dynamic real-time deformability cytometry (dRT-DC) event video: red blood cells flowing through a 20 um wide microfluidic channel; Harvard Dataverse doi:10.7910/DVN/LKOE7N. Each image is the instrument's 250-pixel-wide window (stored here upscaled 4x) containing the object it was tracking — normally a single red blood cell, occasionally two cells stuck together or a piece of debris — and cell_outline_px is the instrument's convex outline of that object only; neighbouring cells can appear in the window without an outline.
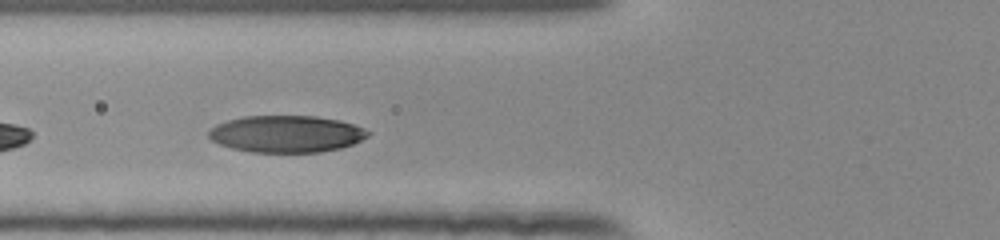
{"species": "human", "species_latin": "Homo sapiens", "temperature_condition": "room temperature", "stored_images_in_passage": 28, "camera_frame_rate_fps": 3000, "um_per_image_px": 0.085, "donor": {"sex": "female"}, "frame": {"image": 1, "passage_image": 4, "time_ms": 1.0, "image_size_px": [1000, 240], "cell_outline_px": [[372, 132], [368, 136], [352, 144], [340, 148], [320, 152], [252, 152], [232, 148], [220, 144], [212, 140], [208, 136], [208, 132], [216, 124], [228, 120], [244, 116], [316, 116], [340, 120], [364, 128]], "centroid_in_image_um": [24.35, 11.38], "position_along_channel_um": 101.5, "area_um2": 34.16}}
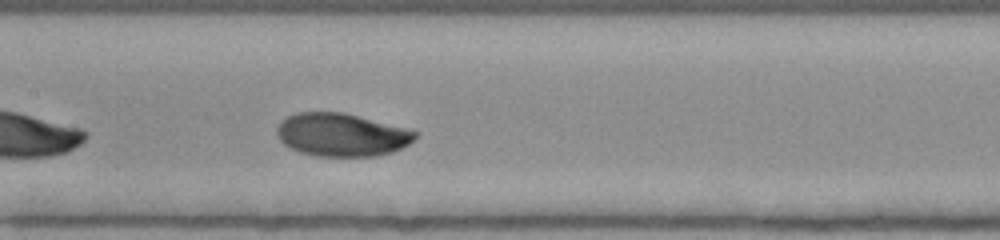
{"frame": {"image": 2, "passage_image": 10, "time_ms": 3.0, "image_size_px": [1000, 240], "cell_outline_px": [[420, 132], [408, 144], [392, 152], [376, 156], [316, 156], [300, 152], [284, 144], [280, 140], [276, 132], [276, 128], [280, 120], [296, 112], [344, 112]], "centroid_in_image_um": [29.0, 11.45], "position_along_channel_um": 178.4, "area_um2": 34.62}}
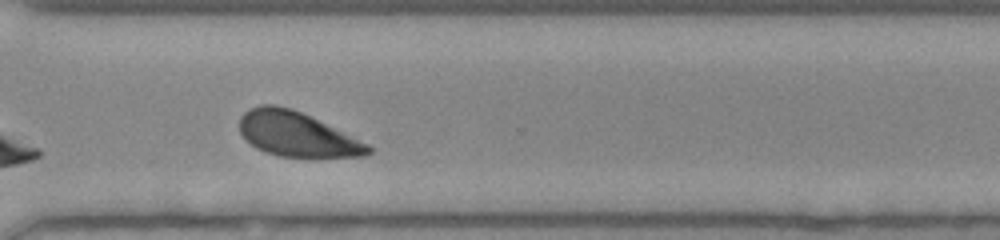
{"frame": {"image": 3, "passage_image": 23, "time_ms": 7.333, "image_size_px": [1000, 240], "cell_outline_px": [[372, 152], [364, 156], [280, 156], [264, 152], [256, 148], [240, 132], [240, 116], [244, 112], [260, 104], [276, 104], [292, 108], [368, 144], [372, 148]], "centroid_in_image_um": [25.19, 11.39], "position_along_channel_um": 345.4, "area_um2": 32.77}, "authors_computed_cell_mechanics": {"area_um2": 34.4199, "velocity_mm_per_s": 3.849, "shape_relaxation_time_tau1_ms": 3.5832, "shape_relaxation_time_tau2_ms": null, "deformation_change_tau1": 0.1797, "deformation_change_tau2": null}}